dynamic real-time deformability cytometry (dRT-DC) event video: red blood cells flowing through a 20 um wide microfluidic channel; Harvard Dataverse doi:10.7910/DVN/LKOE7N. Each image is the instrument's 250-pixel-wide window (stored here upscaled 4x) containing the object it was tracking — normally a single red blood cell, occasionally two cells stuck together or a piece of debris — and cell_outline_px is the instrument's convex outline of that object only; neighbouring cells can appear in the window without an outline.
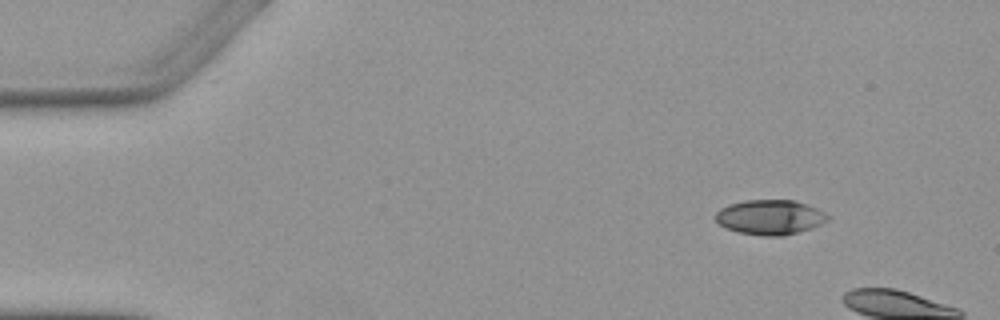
{"species": "Egyptian fruit bat (a non-hibernating species)", "species_latin": "Rousettus aegyptiacus", "temperature_condition": "warm", "stored_images_in_passage": 3, "camera_frame_rate_fps": 3000, "um_per_image_px": 0.085, "animal": {"sex": "female"}, "frame": {"image": 1, "passage_image": 1, "time_ms": 0.0, "image_size_px": [1000, 320], "cell_outline_px": [[832, 216], [828, 220], [812, 228], [784, 236], [764, 236], [740, 232], [724, 228], [712, 216], [720, 208], [728, 204], [744, 200], [796, 200], [808, 204]], "centroid_in_image_um": [65.44, 18.45], "position_along_channel_um": 19.6, "area_um2": 23.06}}